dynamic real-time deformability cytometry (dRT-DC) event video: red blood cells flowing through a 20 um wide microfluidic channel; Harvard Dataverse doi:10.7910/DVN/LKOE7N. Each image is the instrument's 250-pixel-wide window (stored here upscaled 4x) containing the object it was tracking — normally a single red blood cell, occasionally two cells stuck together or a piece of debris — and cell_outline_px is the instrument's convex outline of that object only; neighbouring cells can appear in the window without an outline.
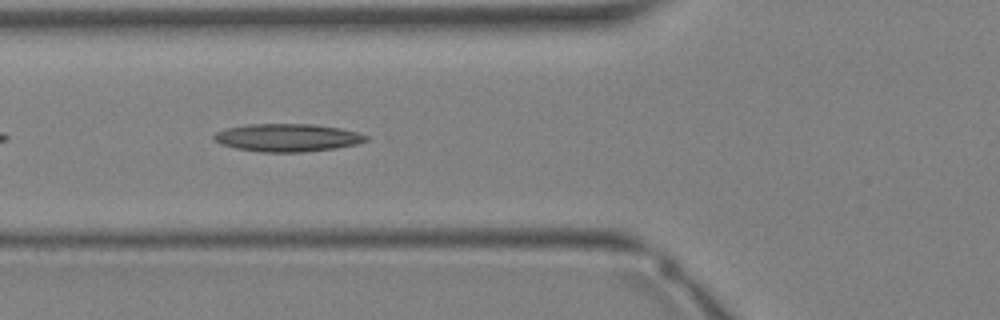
{"species": "Egyptian fruit bat (a non-hibernating species)", "species_latin": "Rousettus aegyptiacus", "temperature_condition": "warm", "stored_images_in_passage": 27, "camera_frame_rate_fps": 3000, "um_per_image_px": 0.085, "animal": {"sex": "female"}, "frame": {"image": 1, "passage_image": 5, "time_ms": 1.333, "image_size_px": [1000, 320], "cell_outline_px": [[368, 140], [360, 144], [336, 148], [304, 152], [260, 152], [236, 148], [220, 144], [212, 136], [216, 132], [224, 128], [248, 124], [312, 124], [340, 128], [360, 132], [368, 136]], "centroid_in_image_um": [24.46, 11.7], "position_along_channel_um": 101.3, "area_um2": 24.91}}
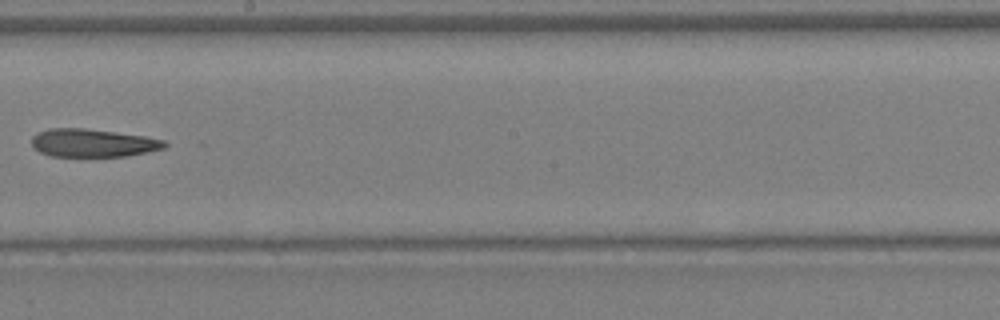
{"frame": {"image": 2, "passage_image": 12, "time_ms": 3.667, "image_size_px": [1000, 320], "cell_outline_px": [[168, 144], [164, 148], [148, 152], [128, 156], [52, 156], [40, 152], [32, 144], [32, 136], [36, 132], [48, 128], [84, 128], [144, 136], [164, 140]], "centroid_in_image_um": [7.89, 12.14], "position_along_channel_um": 240.3, "area_um2": 21.68}}
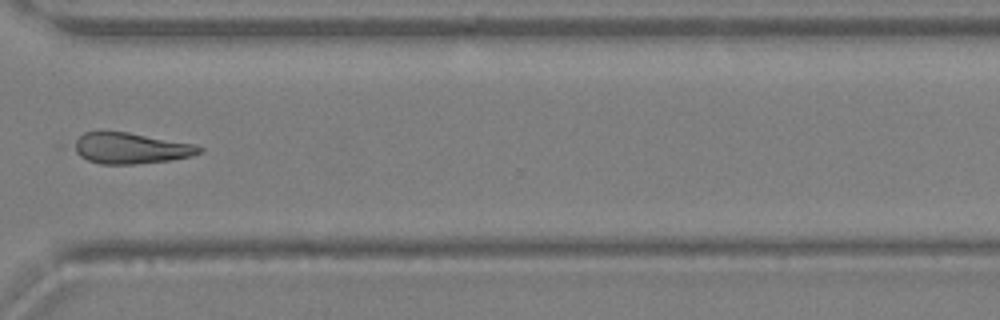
{"frame": {"image": 3, "passage_image": 18, "time_ms": 5.667, "image_size_px": [1000, 320], "cell_outline_px": [[204, 148], [200, 152], [192, 156], [172, 160], [136, 164], [100, 164], [88, 160], [80, 156], [68, 144], [84, 132], [128, 132], [196, 144]], "centroid_in_image_um": [11.07, 12.6], "position_along_channel_um": 359.5, "area_um2": 22.89}}